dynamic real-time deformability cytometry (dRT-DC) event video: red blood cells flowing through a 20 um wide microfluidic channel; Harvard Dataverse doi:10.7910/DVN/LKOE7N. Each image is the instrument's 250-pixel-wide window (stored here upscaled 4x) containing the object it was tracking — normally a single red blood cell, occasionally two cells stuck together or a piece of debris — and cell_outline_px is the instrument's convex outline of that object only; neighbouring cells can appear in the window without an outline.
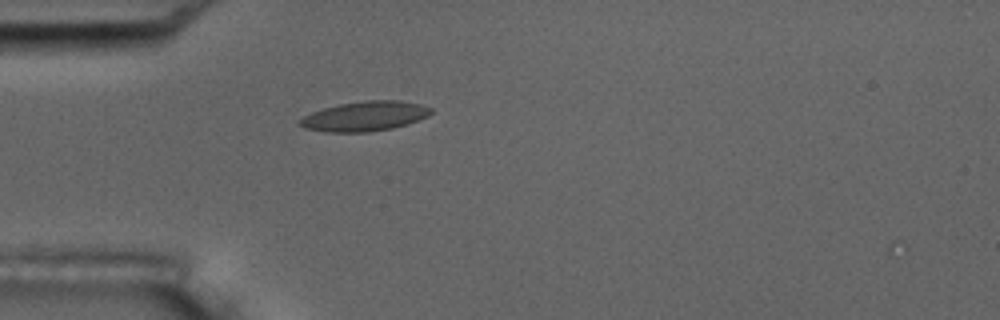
{"species": "common noctule bat (a hibernating species)", "species_latin": "Nyctalus noctula", "temperature_condition": "room temperature", "stored_images_in_passage": 1, "camera_frame_rate_fps": 3000, "um_per_image_px": 0.085, "animal": {"sex": "male", "body_mass_g": 17.5, "forearm_length_mm": 52.3}, "frame": {"image": 1, "passage_image": 1, "time_ms": 0.0, "image_size_px": [1000, 320], "cell_outline_px": [[432, 112], [428, 116], [408, 124], [392, 128], [368, 132], [324, 132], [304, 128], [296, 124], [296, 120], [312, 112], [324, 108], [340, 104], [364, 100], [400, 100], [420, 104], [432, 108]], "centroid_in_image_um": [30.97, 9.88], "position_along_channel_um": 54.0, "area_um2": 22.95}}